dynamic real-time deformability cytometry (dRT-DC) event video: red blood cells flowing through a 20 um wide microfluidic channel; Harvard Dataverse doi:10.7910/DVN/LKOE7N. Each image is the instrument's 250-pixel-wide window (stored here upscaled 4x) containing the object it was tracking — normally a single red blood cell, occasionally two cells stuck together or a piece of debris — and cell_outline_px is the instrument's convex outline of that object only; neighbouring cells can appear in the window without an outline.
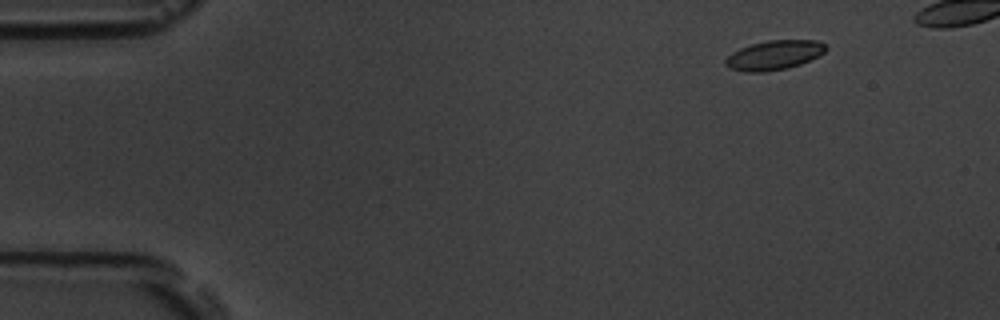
{"species": "common noctule bat (a hibernating species)", "species_latin": "Nyctalus noctula", "temperature_condition": "room temperature", "stored_images_in_passage": 44, "camera_frame_rate_fps": 3000, "um_per_image_px": 0.085, "animal": {"sex": "male", "body_mass_g": 19.5, "forearm_length_mm": 54.6}, "frame": {"image": 1, "passage_image": 1, "time_ms": 0.0, "image_size_px": [1000, 320], "cell_outline_px": [[828, 48], [824, 52], [800, 64], [784, 68], [764, 72], [744, 72], [728, 68], [724, 64], [724, 60], [732, 52], [740, 48], [752, 44], [768, 40], [816, 40], [824, 44]], "centroid_in_image_um": [65.75, 4.68], "position_along_channel_um": 19.3, "area_um2": 17.05}}
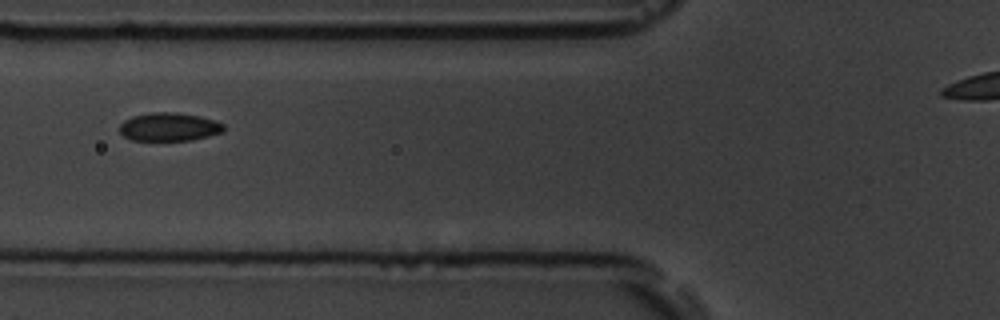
{"frame": {"image": 2, "passage_image": 16, "time_ms": 5.0, "image_size_px": [1000, 320], "cell_outline_px": [[224, 132], [192, 140], [132, 140], [124, 136], [120, 132], [120, 124], [124, 120], [132, 116], [152, 112], [172, 112], [200, 116], [216, 120], [224, 124]], "centroid_in_image_um": [14.39, 10.78], "position_along_channel_um": 111.4, "area_um2": 17.22}}
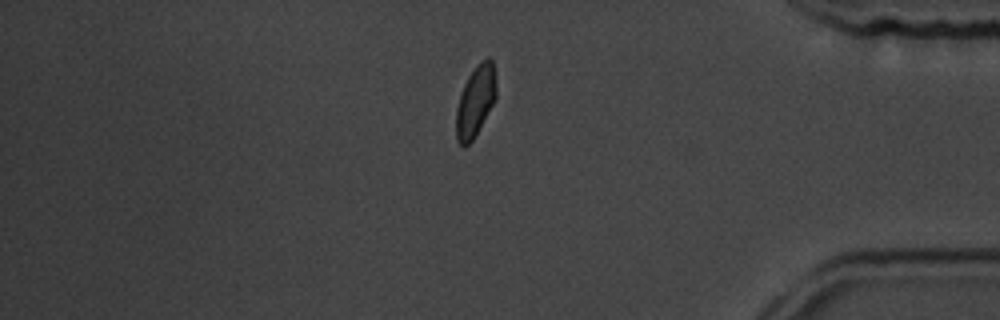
{"frame": {"image": 3, "passage_image": 41, "time_ms": 13.333, "image_size_px": [1000, 320], "cell_outline_px": [[496, 100], [472, 140], [464, 148], [456, 140], [456, 108], [464, 84], [468, 76], [476, 64], [480, 60], [488, 56], [492, 60], [496, 72]], "centroid_in_image_um": [40.43, 8.55], "position_along_channel_um": 394.8, "area_um2": 16.82}}